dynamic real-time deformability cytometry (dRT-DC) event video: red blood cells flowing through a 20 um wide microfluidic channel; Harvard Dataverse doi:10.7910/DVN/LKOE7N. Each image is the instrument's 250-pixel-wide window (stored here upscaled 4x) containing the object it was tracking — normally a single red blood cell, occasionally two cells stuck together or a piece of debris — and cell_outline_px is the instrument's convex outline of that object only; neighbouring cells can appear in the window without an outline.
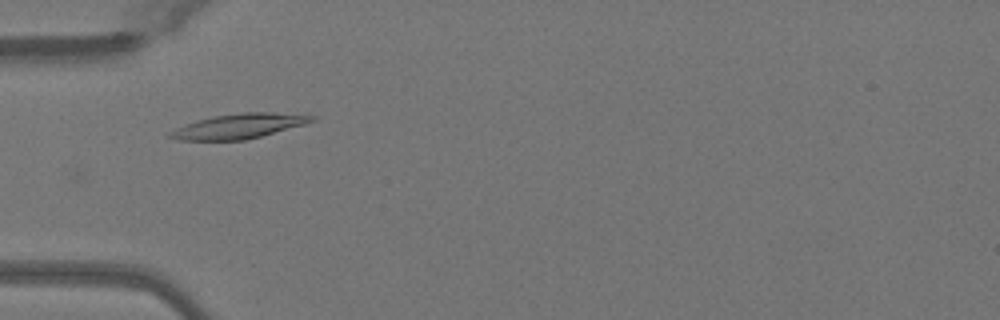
{"species": "Egyptian fruit bat (a non-hibernating species)", "species_latin": "Rousettus aegyptiacus", "temperature_condition": "warm", "stored_images_in_passage": 38, "camera_frame_rate_fps": 3000, "um_per_image_px": 0.085, "animal": {"sex": "female"}, "frame": {"image": 1, "passage_image": 4, "time_ms": 1.0, "image_size_px": [1000, 320], "cell_outline_px": [[316, 120], [304, 124], [260, 136], [244, 140], [180, 140], [168, 136], [168, 132], [176, 128], [212, 116], [240, 112], [308, 112], [316, 116]], "centroid_in_image_um": [20.44, 10.69], "position_along_channel_um": 64.6, "area_um2": 20.63}}
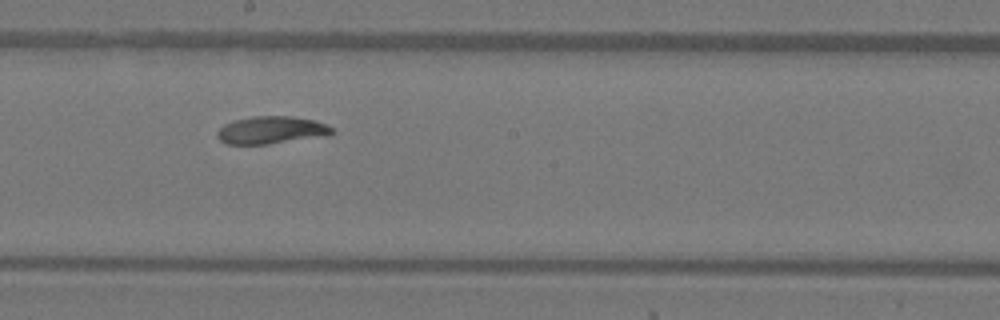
{"frame": {"image": 2, "passage_image": 16, "time_ms": 5.0, "image_size_px": [1000, 320], "cell_outline_px": [[336, 132], [328, 136], [268, 144], [228, 144], [220, 140], [216, 136], [216, 132], [224, 124], [236, 120], [252, 116], [292, 116], [312, 120], [324, 124], [332, 128]], "centroid_in_image_um": [23.07, 11.06], "position_along_channel_um": 225.1, "area_um2": 18.44}}
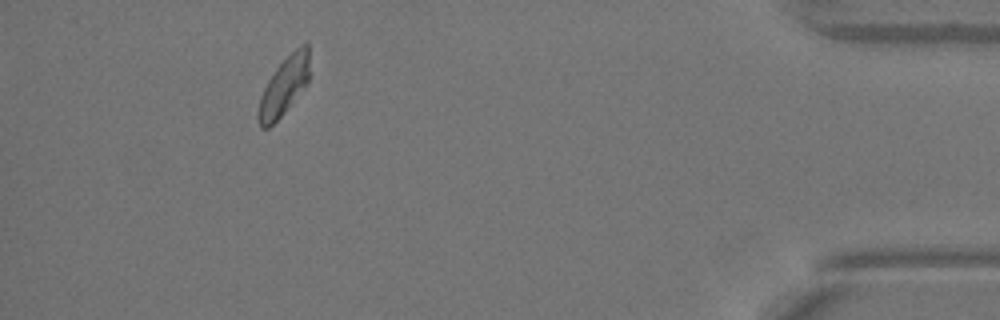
{"frame": {"image": 3, "passage_image": 34, "time_ms": 11.0, "image_size_px": [1000, 320], "cell_outline_px": [[308, 84], [284, 112], [268, 128], [260, 128], [256, 116], [256, 112], [260, 96], [268, 80], [276, 68], [300, 44], [308, 44]], "centroid_in_image_um": [24.1, 7.37], "position_along_channel_um": 411.1, "area_um2": 17.17}, "authors_computed_cell_mechanics": {"area_um2": 18.496, "velocity_mm_per_s": 4.0507, "shape_relaxation_time_tau1_ms": 5.1119, "shape_relaxation_time_tau2_ms": null, "deformation_change_tau1": 0.1658, "deformation_change_tau2": null}}